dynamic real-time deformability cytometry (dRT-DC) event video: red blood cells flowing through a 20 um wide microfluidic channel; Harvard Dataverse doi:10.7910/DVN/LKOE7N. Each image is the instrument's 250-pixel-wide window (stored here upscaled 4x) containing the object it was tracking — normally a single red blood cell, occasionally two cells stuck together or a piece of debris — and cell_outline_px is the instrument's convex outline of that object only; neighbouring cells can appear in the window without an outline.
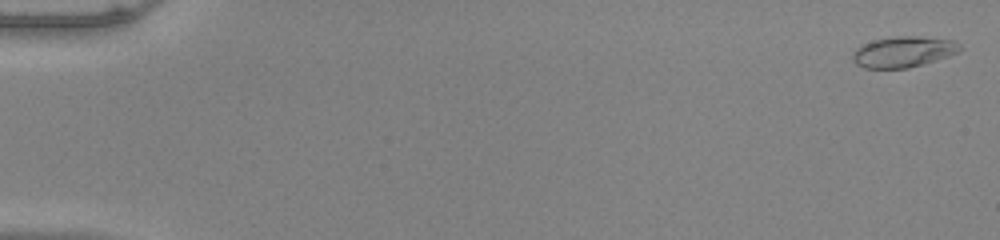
{"species": "common noctule bat (a hibernating species)", "species_latin": "Nyctalus noctula", "temperature_condition": "warm", "stored_images_in_passage": 53, "camera_frame_rate_fps": 3000, "um_per_image_px": 0.085, "animal": {"sex": "male", "body_mass_g": 20.0, "forearm_length_mm": 53.3}, "frame": {"image": 1, "passage_image": 2, "time_ms": 0.333, "image_size_px": [1000, 240], "cell_outline_px": [[964, 48], [960, 52], [948, 56], [908, 68], [864, 68], [856, 64], [852, 60], [852, 52], [860, 44], [872, 40], [896, 36], [916, 36], [956, 40]], "centroid_in_image_um": [76.78, 4.39], "position_along_channel_um": 8.2, "area_um2": 19.54}}
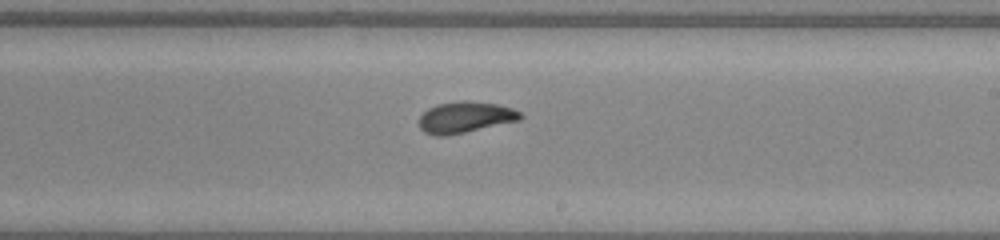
{"frame": {"image": 2, "passage_image": 33, "time_ms": 10.667, "image_size_px": [1000, 240], "cell_outline_px": [[524, 116], [520, 120], [448, 136], [436, 136], [424, 132], [420, 128], [420, 116], [428, 108], [436, 104], [460, 100], [464, 100], [496, 104], [512, 108], [520, 112]], "centroid_in_image_um": [39.54, 9.97], "position_along_channel_um": 249.5, "area_um2": 18.5}}
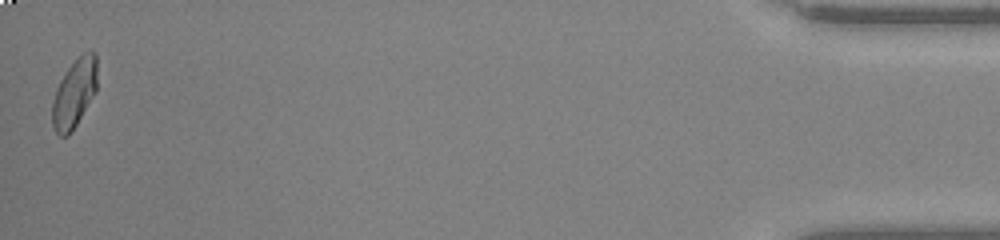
{"frame": {"image": 3, "passage_image": 53, "time_ms": 17.333, "image_size_px": [1000, 240], "cell_outline_px": [[96, 92], [76, 124], [68, 136], [60, 136], [56, 132], [52, 124], [52, 100], [56, 88], [60, 80], [68, 68], [84, 52], [96, 52]], "centroid_in_image_um": [6.3, 7.95], "position_along_channel_um": 428.9, "area_um2": 17.69}, "authors_computed_cell_mechanics": {"area_um2": 18.3804, "velocity_mm_per_s": 4.0009, "shape_relaxation_time_tau1_ms": 5.7793, "shape_relaxation_time_tau2_ms": 1.5612, "deformation_change_tau1": 0.2165, "deformation_change_tau2": 0.0693}}